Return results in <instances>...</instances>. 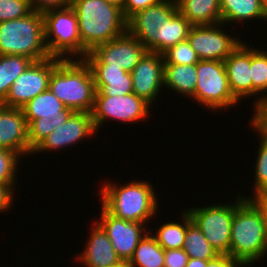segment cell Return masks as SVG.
Listing matches in <instances>:
<instances>
[{"mask_svg": "<svg viewBox=\"0 0 267 267\" xmlns=\"http://www.w3.org/2000/svg\"><path fill=\"white\" fill-rule=\"evenodd\" d=\"M193 25L178 11L176 0H161L127 20V31L149 52L162 54L187 40Z\"/></svg>", "mask_w": 267, "mask_h": 267, "instance_id": "1", "label": "cell"}, {"mask_svg": "<svg viewBox=\"0 0 267 267\" xmlns=\"http://www.w3.org/2000/svg\"><path fill=\"white\" fill-rule=\"evenodd\" d=\"M78 19L81 59L96 46L117 38L127 31L122 10L105 0H72Z\"/></svg>", "mask_w": 267, "mask_h": 267, "instance_id": "2", "label": "cell"}, {"mask_svg": "<svg viewBox=\"0 0 267 267\" xmlns=\"http://www.w3.org/2000/svg\"><path fill=\"white\" fill-rule=\"evenodd\" d=\"M236 198L229 255L243 267L252 266L267 254L265 223L261 212L249 198L239 194Z\"/></svg>", "mask_w": 267, "mask_h": 267, "instance_id": "3", "label": "cell"}, {"mask_svg": "<svg viewBox=\"0 0 267 267\" xmlns=\"http://www.w3.org/2000/svg\"><path fill=\"white\" fill-rule=\"evenodd\" d=\"M147 181L133 180L125 185L103 183L99 191L101 205L112 215L124 220L147 223L156 215V190Z\"/></svg>", "mask_w": 267, "mask_h": 267, "instance_id": "4", "label": "cell"}, {"mask_svg": "<svg viewBox=\"0 0 267 267\" xmlns=\"http://www.w3.org/2000/svg\"><path fill=\"white\" fill-rule=\"evenodd\" d=\"M49 89L67 108L92 112L96 89L91 68L84 59H62L51 74Z\"/></svg>", "mask_w": 267, "mask_h": 267, "instance_id": "5", "label": "cell"}, {"mask_svg": "<svg viewBox=\"0 0 267 267\" xmlns=\"http://www.w3.org/2000/svg\"><path fill=\"white\" fill-rule=\"evenodd\" d=\"M0 55H19L33 61L50 56L44 38V18L41 12L11 21L0 22Z\"/></svg>", "mask_w": 267, "mask_h": 267, "instance_id": "6", "label": "cell"}, {"mask_svg": "<svg viewBox=\"0 0 267 267\" xmlns=\"http://www.w3.org/2000/svg\"><path fill=\"white\" fill-rule=\"evenodd\" d=\"M42 14L45 44L50 56L62 59H74L75 56L77 59L78 55V59H81V40L74 9L69 6Z\"/></svg>", "mask_w": 267, "mask_h": 267, "instance_id": "7", "label": "cell"}, {"mask_svg": "<svg viewBox=\"0 0 267 267\" xmlns=\"http://www.w3.org/2000/svg\"><path fill=\"white\" fill-rule=\"evenodd\" d=\"M22 110L28 124L29 146L32 150L75 112L67 108L50 89L34 97Z\"/></svg>", "mask_w": 267, "mask_h": 267, "instance_id": "8", "label": "cell"}, {"mask_svg": "<svg viewBox=\"0 0 267 267\" xmlns=\"http://www.w3.org/2000/svg\"><path fill=\"white\" fill-rule=\"evenodd\" d=\"M196 69L198 79L193 101L219 112L240 103L230 90L224 61L199 60Z\"/></svg>", "mask_w": 267, "mask_h": 267, "instance_id": "9", "label": "cell"}, {"mask_svg": "<svg viewBox=\"0 0 267 267\" xmlns=\"http://www.w3.org/2000/svg\"><path fill=\"white\" fill-rule=\"evenodd\" d=\"M235 203L210 204L205 207L186 209L191 220L202 231L203 235L218 254L229 255L231 224L236 209Z\"/></svg>", "mask_w": 267, "mask_h": 267, "instance_id": "10", "label": "cell"}, {"mask_svg": "<svg viewBox=\"0 0 267 267\" xmlns=\"http://www.w3.org/2000/svg\"><path fill=\"white\" fill-rule=\"evenodd\" d=\"M61 60L62 58L51 56L41 61H33L14 81L6 98L0 104L22 108L34 97L48 90L51 74Z\"/></svg>", "mask_w": 267, "mask_h": 267, "instance_id": "11", "label": "cell"}, {"mask_svg": "<svg viewBox=\"0 0 267 267\" xmlns=\"http://www.w3.org/2000/svg\"><path fill=\"white\" fill-rule=\"evenodd\" d=\"M152 106L135 93L118 96H95L94 107L91 112L96 131L109 120L137 123L146 121ZM109 119V120H107ZM102 125V126H101Z\"/></svg>", "mask_w": 267, "mask_h": 267, "instance_id": "12", "label": "cell"}, {"mask_svg": "<svg viewBox=\"0 0 267 267\" xmlns=\"http://www.w3.org/2000/svg\"><path fill=\"white\" fill-rule=\"evenodd\" d=\"M146 52L145 46L126 31L121 36L96 46L83 59L88 65H110L131 72Z\"/></svg>", "mask_w": 267, "mask_h": 267, "instance_id": "13", "label": "cell"}, {"mask_svg": "<svg viewBox=\"0 0 267 267\" xmlns=\"http://www.w3.org/2000/svg\"><path fill=\"white\" fill-rule=\"evenodd\" d=\"M222 22L212 25H193L187 38L199 60L224 61L240 44L242 39L231 37L221 29Z\"/></svg>", "mask_w": 267, "mask_h": 267, "instance_id": "14", "label": "cell"}, {"mask_svg": "<svg viewBox=\"0 0 267 267\" xmlns=\"http://www.w3.org/2000/svg\"><path fill=\"white\" fill-rule=\"evenodd\" d=\"M100 220L96 222L106 232L110 242L121 261L129 262L140 240L148 232L147 225L124 220L110 214L101 205Z\"/></svg>", "mask_w": 267, "mask_h": 267, "instance_id": "15", "label": "cell"}, {"mask_svg": "<svg viewBox=\"0 0 267 267\" xmlns=\"http://www.w3.org/2000/svg\"><path fill=\"white\" fill-rule=\"evenodd\" d=\"M96 132L98 131L95 129L91 113L74 112L65 123L44 138L32 154L73 146L81 140L93 137Z\"/></svg>", "mask_w": 267, "mask_h": 267, "instance_id": "16", "label": "cell"}, {"mask_svg": "<svg viewBox=\"0 0 267 267\" xmlns=\"http://www.w3.org/2000/svg\"><path fill=\"white\" fill-rule=\"evenodd\" d=\"M133 93L151 106L164 88V60L162 54L147 51L131 71ZM159 94V96H158Z\"/></svg>", "mask_w": 267, "mask_h": 267, "instance_id": "17", "label": "cell"}, {"mask_svg": "<svg viewBox=\"0 0 267 267\" xmlns=\"http://www.w3.org/2000/svg\"><path fill=\"white\" fill-rule=\"evenodd\" d=\"M0 147L12 152L31 156L28 124L22 108L6 107L0 104Z\"/></svg>", "mask_w": 267, "mask_h": 267, "instance_id": "18", "label": "cell"}, {"mask_svg": "<svg viewBox=\"0 0 267 267\" xmlns=\"http://www.w3.org/2000/svg\"><path fill=\"white\" fill-rule=\"evenodd\" d=\"M250 46L243 41L224 60L230 90L238 101L252 97Z\"/></svg>", "mask_w": 267, "mask_h": 267, "instance_id": "19", "label": "cell"}, {"mask_svg": "<svg viewBox=\"0 0 267 267\" xmlns=\"http://www.w3.org/2000/svg\"><path fill=\"white\" fill-rule=\"evenodd\" d=\"M93 224L84 251L75 259L84 267H111L122 262L103 228L96 221Z\"/></svg>", "mask_w": 267, "mask_h": 267, "instance_id": "20", "label": "cell"}, {"mask_svg": "<svg viewBox=\"0 0 267 267\" xmlns=\"http://www.w3.org/2000/svg\"><path fill=\"white\" fill-rule=\"evenodd\" d=\"M178 11L192 25L222 22L220 0H176Z\"/></svg>", "mask_w": 267, "mask_h": 267, "instance_id": "21", "label": "cell"}, {"mask_svg": "<svg viewBox=\"0 0 267 267\" xmlns=\"http://www.w3.org/2000/svg\"><path fill=\"white\" fill-rule=\"evenodd\" d=\"M196 64H164V87L191 98L197 85Z\"/></svg>", "mask_w": 267, "mask_h": 267, "instance_id": "22", "label": "cell"}, {"mask_svg": "<svg viewBox=\"0 0 267 267\" xmlns=\"http://www.w3.org/2000/svg\"><path fill=\"white\" fill-rule=\"evenodd\" d=\"M220 12L223 24L264 20L262 0H220Z\"/></svg>", "mask_w": 267, "mask_h": 267, "instance_id": "23", "label": "cell"}, {"mask_svg": "<svg viewBox=\"0 0 267 267\" xmlns=\"http://www.w3.org/2000/svg\"><path fill=\"white\" fill-rule=\"evenodd\" d=\"M149 230L135 248L129 260L130 267H164V249Z\"/></svg>", "mask_w": 267, "mask_h": 267, "instance_id": "24", "label": "cell"}, {"mask_svg": "<svg viewBox=\"0 0 267 267\" xmlns=\"http://www.w3.org/2000/svg\"><path fill=\"white\" fill-rule=\"evenodd\" d=\"M189 258H198L203 260L214 259L218 252L207 241L202 231L191 220L187 211V230L182 248Z\"/></svg>", "mask_w": 267, "mask_h": 267, "instance_id": "25", "label": "cell"}, {"mask_svg": "<svg viewBox=\"0 0 267 267\" xmlns=\"http://www.w3.org/2000/svg\"><path fill=\"white\" fill-rule=\"evenodd\" d=\"M250 68L252 79V96L257 97L253 106L261 105L267 100V51L250 48ZM266 94V95H265Z\"/></svg>", "mask_w": 267, "mask_h": 267, "instance_id": "26", "label": "cell"}, {"mask_svg": "<svg viewBox=\"0 0 267 267\" xmlns=\"http://www.w3.org/2000/svg\"><path fill=\"white\" fill-rule=\"evenodd\" d=\"M32 62L29 57L0 55V103L6 98L14 81Z\"/></svg>", "mask_w": 267, "mask_h": 267, "instance_id": "27", "label": "cell"}, {"mask_svg": "<svg viewBox=\"0 0 267 267\" xmlns=\"http://www.w3.org/2000/svg\"><path fill=\"white\" fill-rule=\"evenodd\" d=\"M182 222H165L155 230V237L157 243L164 249H182L187 230V210L185 209L182 214Z\"/></svg>", "mask_w": 267, "mask_h": 267, "instance_id": "28", "label": "cell"}, {"mask_svg": "<svg viewBox=\"0 0 267 267\" xmlns=\"http://www.w3.org/2000/svg\"><path fill=\"white\" fill-rule=\"evenodd\" d=\"M95 96H118L133 93L131 72L122 77L94 78Z\"/></svg>", "mask_w": 267, "mask_h": 267, "instance_id": "29", "label": "cell"}, {"mask_svg": "<svg viewBox=\"0 0 267 267\" xmlns=\"http://www.w3.org/2000/svg\"><path fill=\"white\" fill-rule=\"evenodd\" d=\"M164 64H187L198 63L199 58L190 46L188 40L177 43L162 53Z\"/></svg>", "mask_w": 267, "mask_h": 267, "instance_id": "30", "label": "cell"}, {"mask_svg": "<svg viewBox=\"0 0 267 267\" xmlns=\"http://www.w3.org/2000/svg\"><path fill=\"white\" fill-rule=\"evenodd\" d=\"M20 155L0 147V184L16 185Z\"/></svg>", "mask_w": 267, "mask_h": 267, "instance_id": "31", "label": "cell"}, {"mask_svg": "<svg viewBox=\"0 0 267 267\" xmlns=\"http://www.w3.org/2000/svg\"><path fill=\"white\" fill-rule=\"evenodd\" d=\"M258 155L255 164L253 193L267 191V143L259 139Z\"/></svg>", "mask_w": 267, "mask_h": 267, "instance_id": "32", "label": "cell"}, {"mask_svg": "<svg viewBox=\"0 0 267 267\" xmlns=\"http://www.w3.org/2000/svg\"><path fill=\"white\" fill-rule=\"evenodd\" d=\"M31 11L30 0H0V22L22 18Z\"/></svg>", "mask_w": 267, "mask_h": 267, "instance_id": "33", "label": "cell"}, {"mask_svg": "<svg viewBox=\"0 0 267 267\" xmlns=\"http://www.w3.org/2000/svg\"><path fill=\"white\" fill-rule=\"evenodd\" d=\"M251 118L250 127L259 133L261 140L267 143V100L261 105L254 106V113Z\"/></svg>", "mask_w": 267, "mask_h": 267, "instance_id": "34", "label": "cell"}, {"mask_svg": "<svg viewBox=\"0 0 267 267\" xmlns=\"http://www.w3.org/2000/svg\"><path fill=\"white\" fill-rule=\"evenodd\" d=\"M188 259L183 249L164 250V267H186Z\"/></svg>", "mask_w": 267, "mask_h": 267, "instance_id": "35", "label": "cell"}, {"mask_svg": "<svg viewBox=\"0 0 267 267\" xmlns=\"http://www.w3.org/2000/svg\"><path fill=\"white\" fill-rule=\"evenodd\" d=\"M72 0H30L33 11L46 12L51 9H60L71 6Z\"/></svg>", "mask_w": 267, "mask_h": 267, "instance_id": "36", "label": "cell"}, {"mask_svg": "<svg viewBox=\"0 0 267 267\" xmlns=\"http://www.w3.org/2000/svg\"><path fill=\"white\" fill-rule=\"evenodd\" d=\"M94 78H115L122 77L127 72L122 67L110 65H89Z\"/></svg>", "mask_w": 267, "mask_h": 267, "instance_id": "37", "label": "cell"}, {"mask_svg": "<svg viewBox=\"0 0 267 267\" xmlns=\"http://www.w3.org/2000/svg\"><path fill=\"white\" fill-rule=\"evenodd\" d=\"M161 0H126L122 10L123 16L128 20L136 12L157 4Z\"/></svg>", "mask_w": 267, "mask_h": 267, "instance_id": "38", "label": "cell"}, {"mask_svg": "<svg viewBox=\"0 0 267 267\" xmlns=\"http://www.w3.org/2000/svg\"><path fill=\"white\" fill-rule=\"evenodd\" d=\"M16 185H2L0 184V213L9 211L8 208L12 206ZM14 190V192H13Z\"/></svg>", "mask_w": 267, "mask_h": 267, "instance_id": "39", "label": "cell"}, {"mask_svg": "<svg viewBox=\"0 0 267 267\" xmlns=\"http://www.w3.org/2000/svg\"><path fill=\"white\" fill-rule=\"evenodd\" d=\"M247 198H249L261 212L267 233V191L255 193L253 197L247 196Z\"/></svg>", "mask_w": 267, "mask_h": 267, "instance_id": "40", "label": "cell"}, {"mask_svg": "<svg viewBox=\"0 0 267 267\" xmlns=\"http://www.w3.org/2000/svg\"><path fill=\"white\" fill-rule=\"evenodd\" d=\"M206 267H243L238 261L230 255L219 254L214 259L208 260Z\"/></svg>", "mask_w": 267, "mask_h": 267, "instance_id": "41", "label": "cell"}, {"mask_svg": "<svg viewBox=\"0 0 267 267\" xmlns=\"http://www.w3.org/2000/svg\"><path fill=\"white\" fill-rule=\"evenodd\" d=\"M208 260L189 258L186 267H206Z\"/></svg>", "mask_w": 267, "mask_h": 267, "instance_id": "42", "label": "cell"}, {"mask_svg": "<svg viewBox=\"0 0 267 267\" xmlns=\"http://www.w3.org/2000/svg\"><path fill=\"white\" fill-rule=\"evenodd\" d=\"M105 1L123 10L124 3L126 0H105Z\"/></svg>", "mask_w": 267, "mask_h": 267, "instance_id": "43", "label": "cell"}, {"mask_svg": "<svg viewBox=\"0 0 267 267\" xmlns=\"http://www.w3.org/2000/svg\"><path fill=\"white\" fill-rule=\"evenodd\" d=\"M262 10L264 14V20L267 21V0H262Z\"/></svg>", "mask_w": 267, "mask_h": 267, "instance_id": "44", "label": "cell"}, {"mask_svg": "<svg viewBox=\"0 0 267 267\" xmlns=\"http://www.w3.org/2000/svg\"><path fill=\"white\" fill-rule=\"evenodd\" d=\"M111 267H130L128 262L122 261L117 265L111 266Z\"/></svg>", "mask_w": 267, "mask_h": 267, "instance_id": "45", "label": "cell"}]
</instances>
